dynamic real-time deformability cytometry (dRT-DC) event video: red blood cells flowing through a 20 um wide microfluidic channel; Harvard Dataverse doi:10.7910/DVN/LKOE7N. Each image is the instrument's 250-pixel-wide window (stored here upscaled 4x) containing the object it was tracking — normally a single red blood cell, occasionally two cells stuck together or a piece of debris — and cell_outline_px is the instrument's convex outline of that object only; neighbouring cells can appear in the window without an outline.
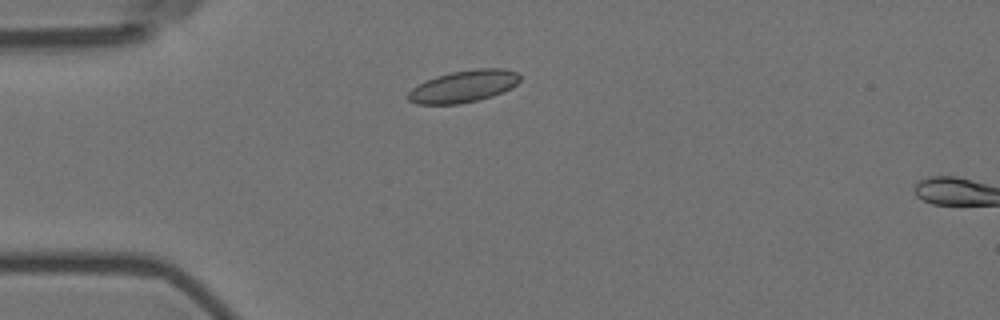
{"species": "Egyptian fruit bat (a non-hibernating species)", "species_latin": "Rousettus aegyptiacus", "temperature_condition": "room temperature", "stored_images_in_passage": 2, "camera_frame_rate_fps": 3000, "um_per_image_px": 0.085, "animal": {"sex": "female"}, "frame": {"image": 1, "passage_image": 1, "time_ms": 0.0, "image_size_px": [1000, 320], "cell_outline_px": [[520, 80], [512, 88], [492, 96], [480, 100], [460, 104], [416, 104], [408, 100], [408, 92], [412, 88], [436, 76], [452, 72], [476, 68], [504, 68], [516, 72], [520, 76]], "centroid_in_image_um": [39.43, 7.34], "position_along_channel_um": 45.6, "area_um2": 20.87}}